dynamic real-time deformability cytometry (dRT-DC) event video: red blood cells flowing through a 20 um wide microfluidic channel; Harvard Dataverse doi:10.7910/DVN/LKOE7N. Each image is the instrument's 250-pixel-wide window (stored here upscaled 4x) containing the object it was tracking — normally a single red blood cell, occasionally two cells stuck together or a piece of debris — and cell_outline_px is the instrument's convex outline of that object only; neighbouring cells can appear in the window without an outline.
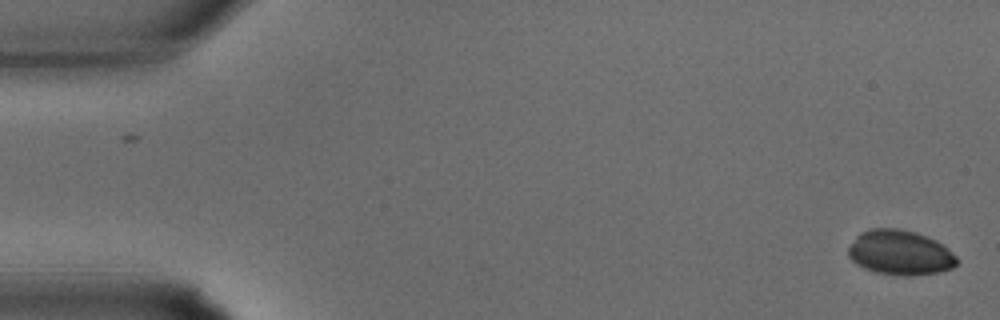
{"species": "common noctule bat (a hibernating species)", "species_latin": "Nyctalus noctula", "temperature_condition": "warm", "stored_images_in_passage": 4, "camera_frame_rate_fps": 3000, "um_per_image_px": 0.085, "animal": {"sex": "male", "body_mass_g": 15.6}, "frame": {"image": 1, "passage_image": 4, "time_ms": 1.0, "image_size_px": [1000, 320], "cell_outline_px": [[956, 264], [952, 268], [940, 272], [908, 276], [904, 276], [876, 272], [864, 268], [856, 264], [848, 256], [848, 248], [856, 236], [860, 232], [872, 228], [896, 228], [916, 232], [936, 240], [944, 244], [956, 256]], "centroid_in_image_um": [76.5, 21.47], "position_along_channel_um": 8.5, "area_um2": 28.44}}